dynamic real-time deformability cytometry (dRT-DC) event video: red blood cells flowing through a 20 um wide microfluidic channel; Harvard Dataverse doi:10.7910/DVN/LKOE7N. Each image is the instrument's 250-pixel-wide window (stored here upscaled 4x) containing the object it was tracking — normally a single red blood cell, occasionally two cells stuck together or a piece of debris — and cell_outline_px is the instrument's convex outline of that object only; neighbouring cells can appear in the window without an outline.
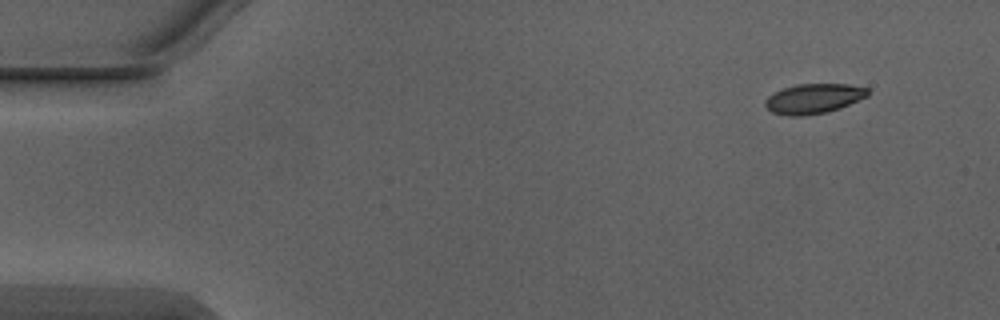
{"species": "Egyptian fruit bat (a non-hibernating species)", "species_latin": "Rousettus aegyptiacus", "temperature_condition": "warm", "stored_images_in_passage": 4, "camera_frame_rate_fps": 3000, "um_per_image_px": 0.085, "animal": {"sex": "male"}, "frame": {"image": 1, "passage_image": 1, "time_ms": 0.0, "image_size_px": [1000, 320], "cell_outline_px": [[868, 96], [840, 108], [828, 112], [804, 116], [788, 116], [772, 112], [764, 104], [764, 100], [768, 96], [784, 88], [796, 84], [848, 84], [868, 88]], "centroid_in_image_um": [69.16, 8.39], "position_along_channel_um": 15.8, "area_um2": 17.86}}
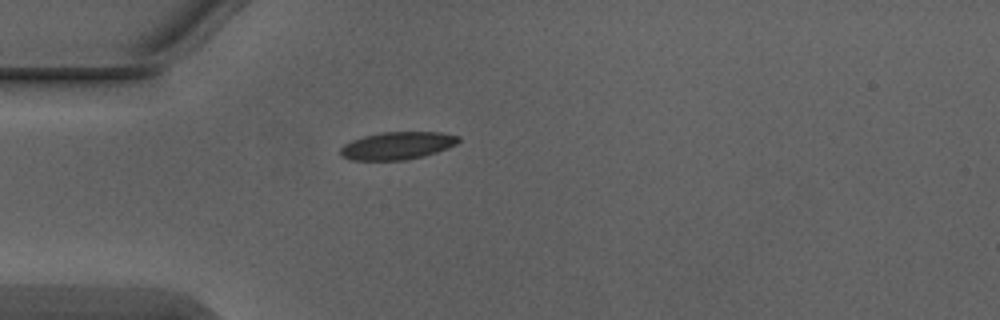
{"frame": {"image": 2, "passage_image": 4, "time_ms": 1.0, "image_size_px": [1000, 320], "cell_outline_px": [[460, 140], [456, 144], [448, 148], [424, 156], [404, 160], [352, 160], [340, 156], [340, 148], [344, 144], [352, 140], [364, 136], [380, 132], [440, 132], [460, 136]], "centroid_in_image_um": [33.76, 12.38], "position_along_channel_um": 51.2, "area_um2": 19.07}}